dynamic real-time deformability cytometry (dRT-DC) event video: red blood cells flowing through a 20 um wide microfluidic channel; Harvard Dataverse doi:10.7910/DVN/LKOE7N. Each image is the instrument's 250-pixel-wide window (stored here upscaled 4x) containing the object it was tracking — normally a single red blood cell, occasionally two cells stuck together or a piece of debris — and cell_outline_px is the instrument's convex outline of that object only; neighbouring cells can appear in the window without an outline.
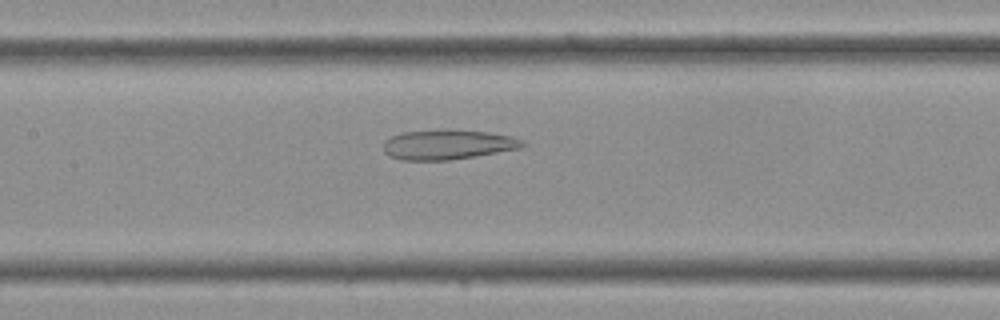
{"species": "Egyptian fruit bat (a non-hibernating species)", "species_latin": "Rousettus aegyptiacus", "temperature_condition": "cold", "stored_images_in_passage": 37, "camera_frame_rate_fps": 3000, "um_per_image_px": 0.085, "frame": {"image": 1, "passage_image": 17, "time_ms": 5.333, "image_size_px": [1000, 320], "cell_outline_px": [[528, 144], [524, 148], [476, 156], [448, 160], [400, 160], [388, 156], [384, 152], [384, 140], [400, 132], [488, 132], [512, 136], [524, 140]], "centroid_in_image_um": [38.11, 12.33], "position_along_channel_um": 169.3, "area_um2": 23.58}}
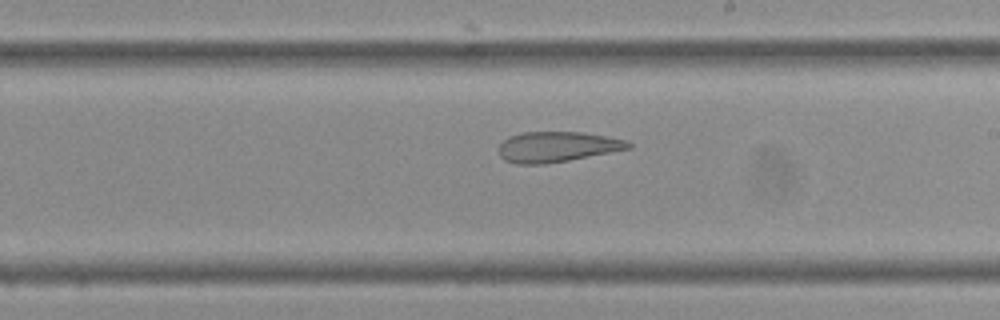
{"frame": {"image": 2, "passage_image": 21, "time_ms": 6.667, "image_size_px": [1000, 320], "cell_outline_px": [[632, 148], [568, 160], [544, 164], [516, 164], [504, 160], [500, 156], [500, 144], [508, 136], [520, 132], [584, 132], [628, 140], [632, 144]], "centroid_in_image_um": [47.36, 12.47], "position_along_channel_um": 241.6, "area_um2": 23.0}}
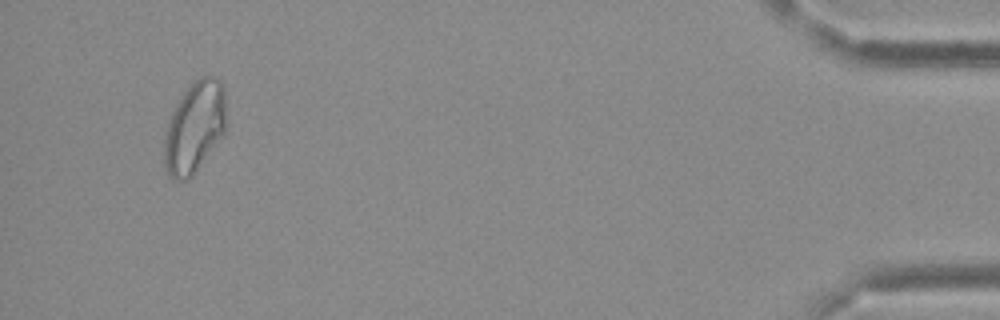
{"frame": {"image": 3, "passage_image": 35, "time_ms": 11.333, "image_size_px": [1000, 320], "cell_outline_px": [[228, 128], [188, 180], [172, 180], [168, 176], [164, 168], [164, 132], [172, 112], [180, 96], [200, 76], [216, 76], [224, 84], [228, 124]], "centroid_in_image_um": [16.56, 10.8], "position_along_channel_um": 418.6, "area_um2": 33.52}}